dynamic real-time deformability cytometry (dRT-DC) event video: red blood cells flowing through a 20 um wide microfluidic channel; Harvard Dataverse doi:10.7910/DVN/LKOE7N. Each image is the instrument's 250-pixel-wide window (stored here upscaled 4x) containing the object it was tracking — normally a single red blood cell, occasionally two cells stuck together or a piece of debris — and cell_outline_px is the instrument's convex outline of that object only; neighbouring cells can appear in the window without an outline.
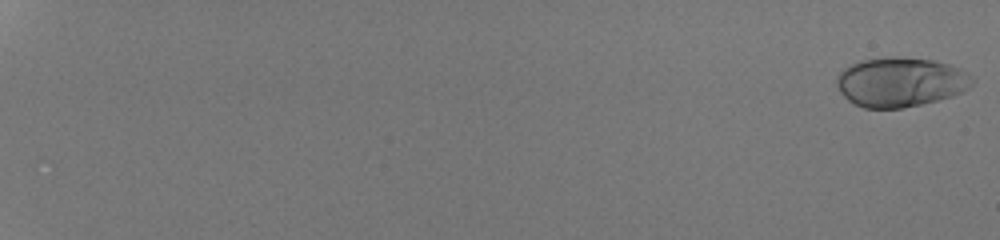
{"species": "human", "species_latin": "Homo sapiens", "temperature_condition": "room temperature", "stored_images_in_passage": 54, "camera_frame_rate_fps": 3000, "um_per_image_px": 0.085, "donor": {"sex": "male"}, "frame": {"image": 1, "passage_image": 1, "time_ms": 0.0, "image_size_px": [1000, 240], "cell_outline_px": [[976, 80], [964, 92], [952, 96], [920, 104], [900, 108], [864, 108], [848, 100], [840, 92], [836, 84], [836, 76], [844, 68], [860, 60], [892, 56], [900, 56], [932, 60], [948, 64], [960, 68], [968, 72]], "centroid_in_image_um": [76.56, 6.96], "position_along_channel_um": 8.4, "area_um2": 39.3}}
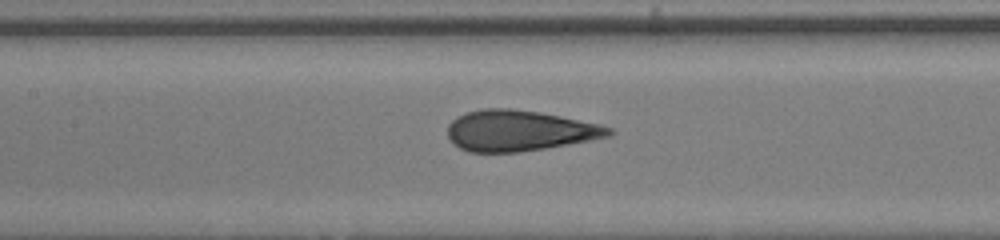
{"frame": {"image": 2, "passage_image": 31, "time_ms": 10.0, "image_size_px": [1000, 240], "cell_outline_px": [[616, 132], [612, 136], [568, 144], [520, 152], [468, 152], [452, 144], [448, 136], [448, 124], [456, 116], [480, 108], [512, 108], [540, 112], [600, 124], [612, 128]], "centroid_in_image_um": [44.13, 11.1], "position_along_channel_um": 163.3, "area_um2": 38.55}}
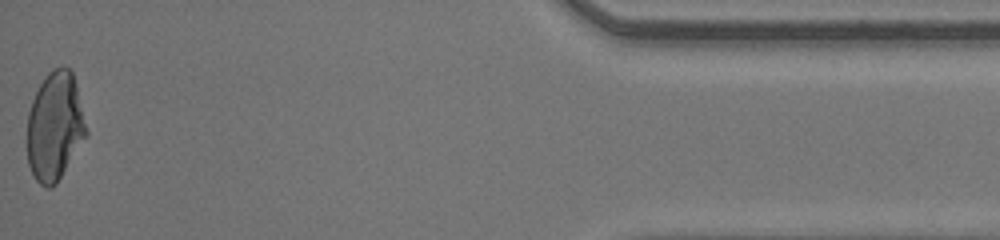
{"frame": {"image": 3, "passage_image": 54, "time_ms": 17.667, "image_size_px": [1000, 240], "cell_outline_px": [[88, 136], [56, 184], [52, 188], [44, 188], [36, 180], [28, 164], [28, 112], [32, 100], [40, 84], [48, 72], [60, 64], [64, 64], [72, 72], [88, 132]], "centroid_in_image_um": [4.67, 10.76], "position_along_channel_um": 430.5, "area_um2": 37.45}, "authors_computed_cell_mechanics": {"area_um2": 38.1769, "velocity_mm_per_s": 4.282, "shape_relaxation_time_tau1_ms": 6.0396, "shape_relaxation_time_tau2_ms": null, "deformation_change_tau1": 0.2315, "deformation_change_tau2": null}}